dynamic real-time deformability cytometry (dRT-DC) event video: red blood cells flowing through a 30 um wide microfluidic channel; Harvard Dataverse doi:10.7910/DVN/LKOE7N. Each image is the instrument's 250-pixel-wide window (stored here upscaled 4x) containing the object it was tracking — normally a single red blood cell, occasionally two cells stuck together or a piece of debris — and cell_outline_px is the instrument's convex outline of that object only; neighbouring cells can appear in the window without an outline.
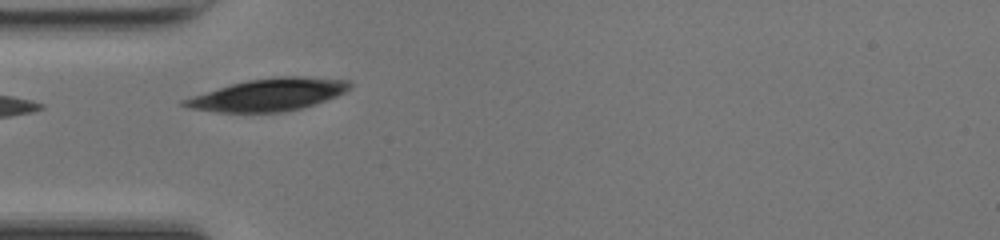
{"species": "common noctule bat (a hibernating species)", "species_latin": "Nyctalus noctula", "temperature_condition": "room temperature", "stored_images_in_passage": 4, "camera_frame_rate_fps": 3000, "um_per_image_px": 0.085, "animal": {"sex": "female", "body_mass_g": 17.0, "forearm_length_mm": 48.0}, "frame": {"image": 1, "passage_image": 1, "time_ms": 0.0, "image_size_px": [1000, 240], "cell_outline_px": [[352, 84], [344, 92], [336, 96], [300, 108], [284, 112], [216, 112], [188, 108], [180, 104], [180, 100], [192, 96], [232, 84], [248, 80], [276, 76], [304, 76], [348, 80]], "centroid_in_image_um": [22.78, 8.05], "position_along_channel_um": 62.2, "area_um2": 30.87}}